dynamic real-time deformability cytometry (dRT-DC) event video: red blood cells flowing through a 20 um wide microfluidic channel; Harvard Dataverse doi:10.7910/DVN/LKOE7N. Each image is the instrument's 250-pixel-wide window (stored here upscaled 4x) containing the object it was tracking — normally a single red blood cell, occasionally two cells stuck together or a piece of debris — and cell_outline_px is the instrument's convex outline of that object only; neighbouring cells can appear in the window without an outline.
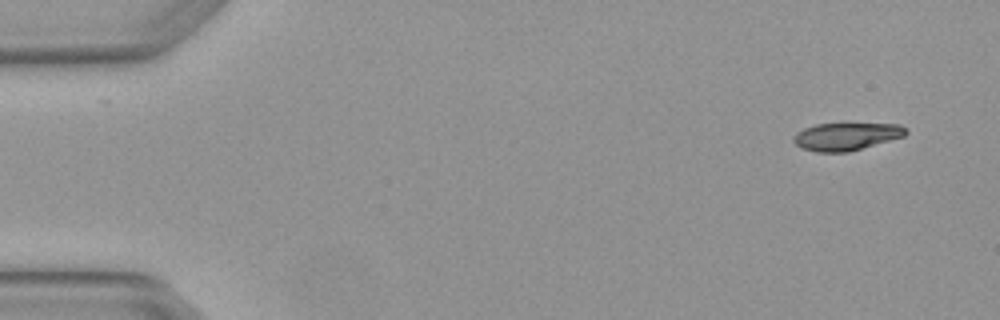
{"species": "Egyptian fruit bat (a non-hibernating species)", "species_latin": "Rousettus aegyptiacus", "temperature_condition": "warm", "stored_images_in_passage": 4, "camera_frame_rate_fps": 3000, "um_per_image_px": 0.085, "animal": {"sex": "female"}, "frame": {"image": 1, "passage_image": 1, "time_ms": 0.0, "image_size_px": [1000, 320], "cell_outline_px": [[908, 132], [904, 136], [848, 152], [816, 152], [800, 148], [792, 140], [796, 132], [804, 128], [816, 124], [844, 120], [900, 124]], "centroid_in_image_um": [71.93, 11.53], "position_along_channel_um": 13.1, "area_um2": 19.13}}
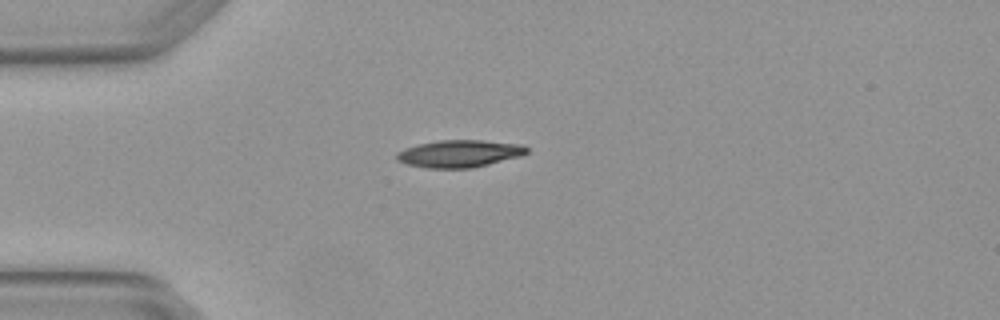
{"frame": {"image": 2, "passage_image": 4, "time_ms": 1.0, "image_size_px": [1000, 320], "cell_outline_px": [[528, 152], [520, 156], [472, 168], [428, 168], [408, 164], [396, 160], [396, 152], [404, 148], [416, 144], [440, 140], [480, 140], [516, 144], [528, 148]], "centroid_in_image_um": [38.98, 13.06], "position_along_channel_um": 46.0, "area_um2": 20.52}}